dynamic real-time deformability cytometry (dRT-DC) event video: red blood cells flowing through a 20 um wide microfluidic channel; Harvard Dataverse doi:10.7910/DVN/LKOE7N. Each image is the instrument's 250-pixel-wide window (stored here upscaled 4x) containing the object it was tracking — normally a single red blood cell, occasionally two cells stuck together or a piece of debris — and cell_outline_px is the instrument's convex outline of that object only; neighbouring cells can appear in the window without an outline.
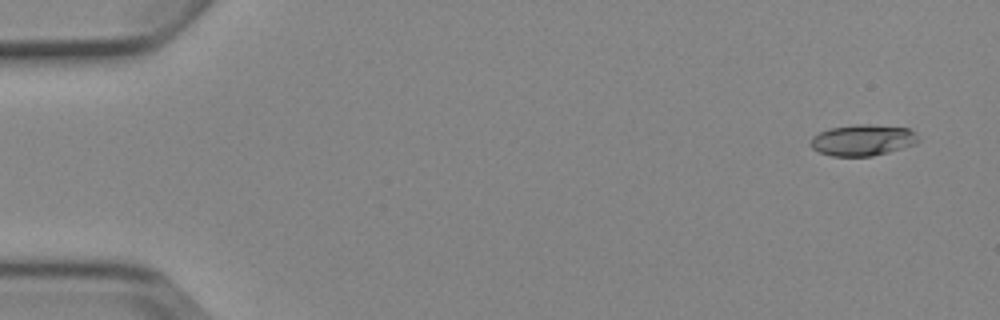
{"species": "Egyptian fruit bat (a non-hibernating species)", "species_latin": "Rousettus aegyptiacus", "temperature_condition": "cold", "stored_images_in_passage": 6, "camera_frame_rate_fps": 3000, "um_per_image_px": 0.085, "animal": {"sex": "female"}, "frame": {"image": 1, "passage_image": 1, "time_ms": 0.0, "image_size_px": [1000, 320], "cell_outline_px": [[920, 140], [916, 144], [888, 152], [872, 156], [832, 156], [820, 152], [812, 148], [808, 144], [812, 136], [828, 128], [852, 124], [868, 124], [908, 128], [916, 132]], "centroid_in_image_um": [73.32, 11.9], "position_along_channel_um": 11.7, "area_um2": 19.83}}
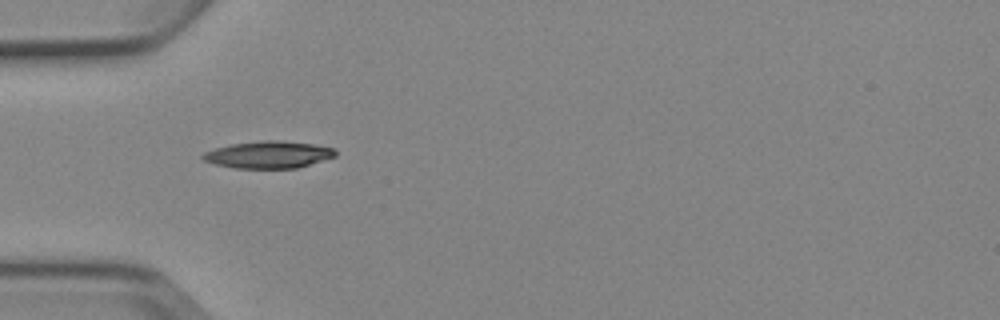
{"frame": {"image": 2, "passage_image": 5, "time_ms": 4.667, "image_size_px": [1000, 320], "cell_outline_px": [[336, 156], [296, 168], [236, 168], [216, 164], [204, 160], [200, 156], [204, 152], [216, 148], [232, 144], [264, 140], [280, 140], [312, 144], [336, 148]], "centroid_in_image_um": [22.83, 13.14], "position_along_channel_um": 62.2, "area_um2": 20.75}}
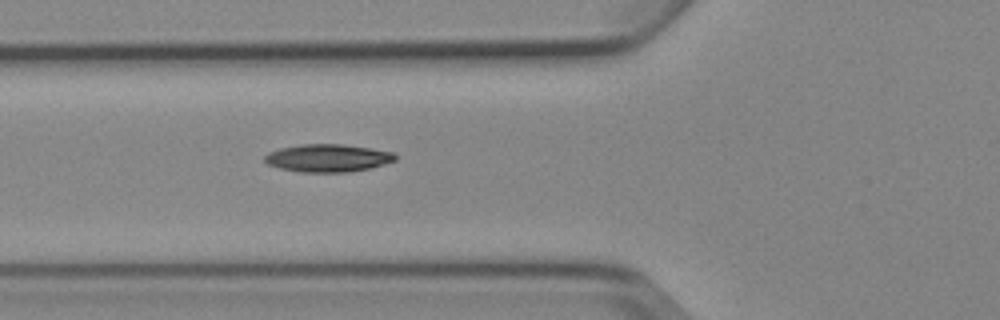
{"frame": {"image": 3, "passage_image": 6, "time_ms": 5.667, "image_size_px": [1000, 320], "cell_outline_px": [[396, 160], [384, 164], [368, 168], [348, 172], [300, 172], [280, 168], [268, 164], [264, 160], [264, 156], [268, 152], [280, 148], [304, 144], [340, 144], [372, 148], [392, 152], [396, 156]], "centroid_in_image_um": [27.85, 13.43], "position_along_channel_um": 98.0, "area_um2": 20.98}}